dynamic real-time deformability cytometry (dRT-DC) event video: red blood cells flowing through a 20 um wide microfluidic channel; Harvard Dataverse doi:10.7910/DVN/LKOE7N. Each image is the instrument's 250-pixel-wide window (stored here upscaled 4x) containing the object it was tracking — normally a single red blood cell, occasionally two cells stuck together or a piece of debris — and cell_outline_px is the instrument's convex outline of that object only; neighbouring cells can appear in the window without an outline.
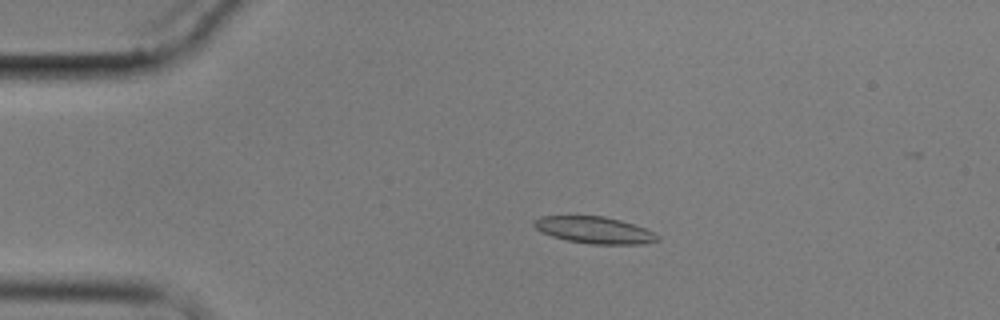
{"species": "common noctule bat (a hibernating species)", "species_latin": "Nyctalus noctula", "temperature_condition": "cold", "stored_images_in_passage": 6, "camera_frame_rate_fps": 3000, "um_per_image_px": 0.085, "animal": {"sex": "male", "body_mass_g": 17.9}, "frame": {"image": 1, "passage_image": 4, "time_ms": 3.333, "image_size_px": [1000, 320], "cell_outline_px": [[660, 240], [644, 244], [592, 244], [568, 240], [552, 236], [540, 232], [532, 224], [532, 220], [540, 216], [604, 216], [620, 220], [644, 228], [660, 236]], "centroid_in_image_um": [50.5, 19.55], "position_along_channel_um": 34.5, "area_um2": 19.25}}
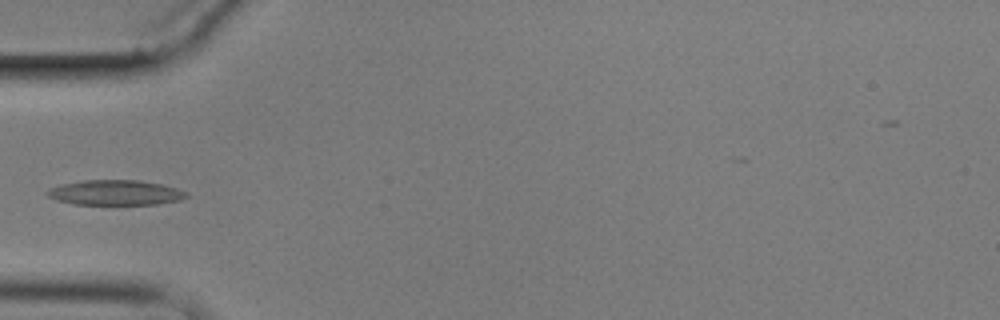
{"frame": {"image": 2, "passage_image": 6, "time_ms": 5.667, "image_size_px": [1000, 320], "cell_outline_px": [[188, 196], [180, 200], [156, 204], [72, 204], [56, 200], [48, 196], [44, 192], [48, 188], [60, 184], [80, 180], [140, 180], [160, 184], [176, 188], [188, 192]], "centroid_in_image_um": [9.75, 16.36], "position_along_channel_um": 75.2, "area_um2": 20.46}}